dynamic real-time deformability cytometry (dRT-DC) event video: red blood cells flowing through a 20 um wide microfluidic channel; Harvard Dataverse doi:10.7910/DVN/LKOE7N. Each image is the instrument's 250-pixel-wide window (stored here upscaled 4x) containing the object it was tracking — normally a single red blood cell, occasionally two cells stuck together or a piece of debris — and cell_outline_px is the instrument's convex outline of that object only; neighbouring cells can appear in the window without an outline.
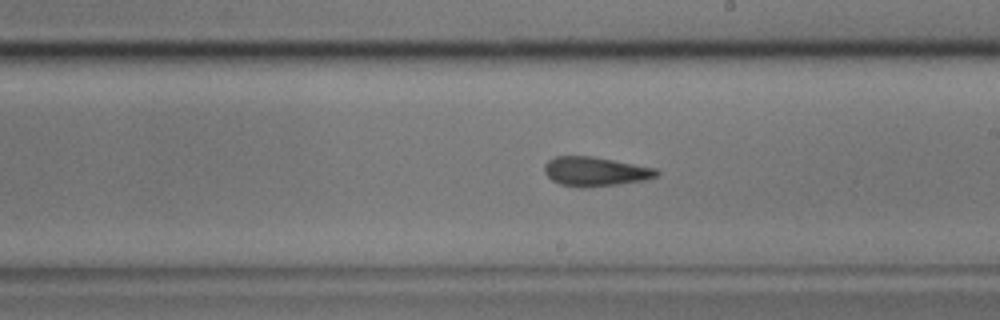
{"species": "common noctule bat (a hibernating species)", "species_latin": "Nyctalus noctula", "temperature_condition": "cold", "stored_images_in_passage": 57, "camera_frame_rate_fps": 3000, "um_per_image_px": 0.085, "animal": {"sex": "male", "body_mass_g": 17.9}, "frame": {"image": 1, "passage_image": 31, "time_ms": 10.0, "image_size_px": [1000, 320], "cell_outline_px": [[660, 172], [656, 176], [644, 180], [588, 188], [580, 188], [560, 184], [552, 180], [544, 172], [544, 164], [548, 160], [556, 156], [592, 156], [656, 168]], "centroid_in_image_um": [50.57, 14.58], "position_along_channel_um": 238.4, "area_um2": 19.13}}
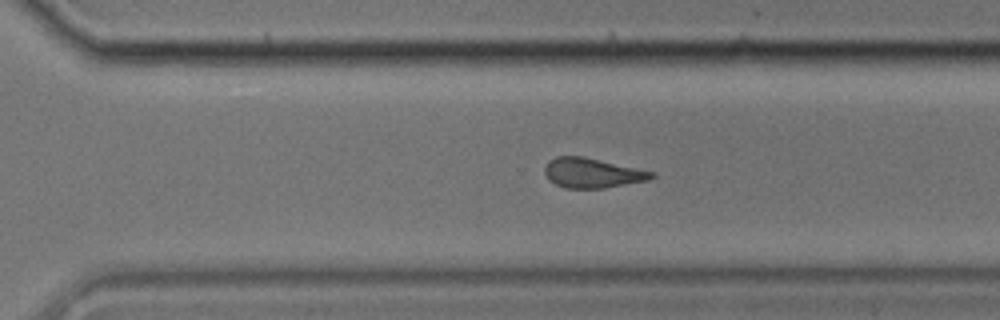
{"frame": {"image": 2, "passage_image": 38, "time_ms": 12.333, "image_size_px": [1000, 320], "cell_outline_px": [[656, 176], [648, 180], [604, 188], [564, 188], [548, 180], [544, 172], [544, 168], [548, 160], [556, 156], [584, 156], [656, 172]], "centroid_in_image_um": [50.33, 14.69], "position_along_channel_um": 320.3, "area_um2": 18.73}}
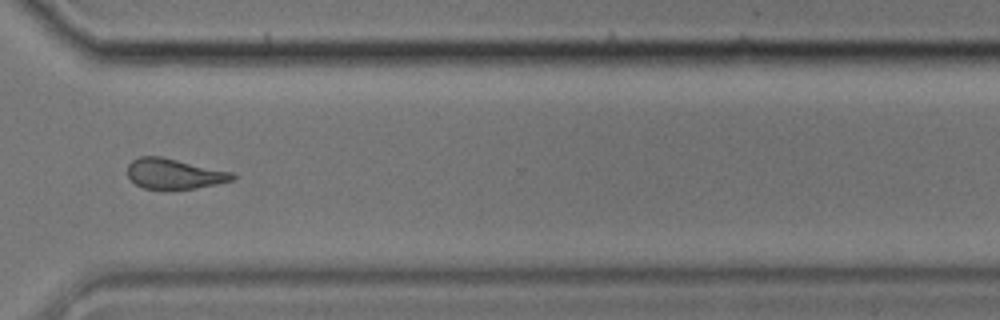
{"frame": {"image": 3, "passage_image": 41, "time_ms": 13.333, "image_size_px": [1000, 320], "cell_outline_px": [[236, 180], [196, 188], [144, 188], [136, 184], [128, 176], [128, 164], [132, 160], [140, 156], [160, 156], [232, 172], [236, 176]], "centroid_in_image_um": [14.82, 14.76], "position_along_channel_um": 355.8, "area_um2": 18.26}, "authors_computed_cell_mechanics": {"area_um2": 19.1896, "velocity_mm_per_s": 3.5177, "shape_relaxation_time_tau1_ms": 6.1169, "shape_relaxation_time_tau2_ms": 4.3118, "deformation_change_tau1": 0.1554, "deformation_change_tau2": 0.115}}